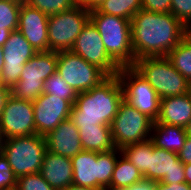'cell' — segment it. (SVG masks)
Returning <instances> with one entry per match:
<instances>
[{"label": "cell", "instance_id": "3", "mask_svg": "<svg viewBox=\"0 0 191 190\" xmlns=\"http://www.w3.org/2000/svg\"><path fill=\"white\" fill-rule=\"evenodd\" d=\"M90 21L97 28L108 55L120 66L129 67L135 63L132 50L131 20L90 11Z\"/></svg>", "mask_w": 191, "mask_h": 190}, {"label": "cell", "instance_id": "8", "mask_svg": "<svg viewBox=\"0 0 191 190\" xmlns=\"http://www.w3.org/2000/svg\"><path fill=\"white\" fill-rule=\"evenodd\" d=\"M154 121L123 100L111 124L112 139L117 149L150 139Z\"/></svg>", "mask_w": 191, "mask_h": 190}, {"label": "cell", "instance_id": "20", "mask_svg": "<svg viewBox=\"0 0 191 190\" xmlns=\"http://www.w3.org/2000/svg\"><path fill=\"white\" fill-rule=\"evenodd\" d=\"M190 121L191 96L189 93L161 99L156 124H168L185 128Z\"/></svg>", "mask_w": 191, "mask_h": 190}, {"label": "cell", "instance_id": "33", "mask_svg": "<svg viewBox=\"0 0 191 190\" xmlns=\"http://www.w3.org/2000/svg\"><path fill=\"white\" fill-rule=\"evenodd\" d=\"M172 0H141L143 10L154 13H170Z\"/></svg>", "mask_w": 191, "mask_h": 190}, {"label": "cell", "instance_id": "10", "mask_svg": "<svg viewBox=\"0 0 191 190\" xmlns=\"http://www.w3.org/2000/svg\"><path fill=\"white\" fill-rule=\"evenodd\" d=\"M124 100L154 122L160 112L161 98L155 89L132 67H121L118 74Z\"/></svg>", "mask_w": 191, "mask_h": 190}, {"label": "cell", "instance_id": "11", "mask_svg": "<svg viewBox=\"0 0 191 190\" xmlns=\"http://www.w3.org/2000/svg\"><path fill=\"white\" fill-rule=\"evenodd\" d=\"M57 73L78 94L99 85L108 76L71 51L57 52Z\"/></svg>", "mask_w": 191, "mask_h": 190}, {"label": "cell", "instance_id": "12", "mask_svg": "<svg viewBox=\"0 0 191 190\" xmlns=\"http://www.w3.org/2000/svg\"><path fill=\"white\" fill-rule=\"evenodd\" d=\"M70 51L101 69L107 76L117 75L121 68L108 55L100 33L90 20L82 28Z\"/></svg>", "mask_w": 191, "mask_h": 190}, {"label": "cell", "instance_id": "25", "mask_svg": "<svg viewBox=\"0 0 191 190\" xmlns=\"http://www.w3.org/2000/svg\"><path fill=\"white\" fill-rule=\"evenodd\" d=\"M166 57L175 69L191 82V38L186 35Z\"/></svg>", "mask_w": 191, "mask_h": 190}, {"label": "cell", "instance_id": "39", "mask_svg": "<svg viewBox=\"0 0 191 190\" xmlns=\"http://www.w3.org/2000/svg\"><path fill=\"white\" fill-rule=\"evenodd\" d=\"M185 182L191 185V163L184 164Z\"/></svg>", "mask_w": 191, "mask_h": 190}, {"label": "cell", "instance_id": "31", "mask_svg": "<svg viewBox=\"0 0 191 190\" xmlns=\"http://www.w3.org/2000/svg\"><path fill=\"white\" fill-rule=\"evenodd\" d=\"M170 13L187 28L191 24V0H172Z\"/></svg>", "mask_w": 191, "mask_h": 190}, {"label": "cell", "instance_id": "41", "mask_svg": "<svg viewBox=\"0 0 191 190\" xmlns=\"http://www.w3.org/2000/svg\"><path fill=\"white\" fill-rule=\"evenodd\" d=\"M4 65L3 47H0V73Z\"/></svg>", "mask_w": 191, "mask_h": 190}, {"label": "cell", "instance_id": "16", "mask_svg": "<svg viewBox=\"0 0 191 190\" xmlns=\"http://www.w3.org/2000/svg\"><path fill=\"white\" fill-rule=\"evenodd\" d=\"M184 164L177 153L154 146L149 153L148 172L144 180L167 184L185 182Z\"/></svg>", "mask_w": 191, "mask_h": 190}, {"label": "cell", "instance_id": "19", "mask_svg": "<svg viewBox=\"0 0 191 190\" xmlns=\"http://www.w3.org/2000/svg\"><path fill=\"white\" fill-rule=\"evenodd\" d=\"M40 174L55 190H64L73 182L72 160L47 150Z\"/></svg>", "mask_w": 191, "mask_h": 190}, {"label": "cell", "instance_id": "21", "mask_svg": "<svg viewBox=\"0 0 191 190\" xmlns=\"http://www.w3.org/2000/svg\"><path fill=\"white\" fill-rule=\"evenodd\" d=\"M186 138L187 133L184 127L153 123L150 139L158 148L178 154Z\"/></svg>", "mask_w": 191, "mask_h": 190}, {"label": "cell", "instance_id": "38", "mask_svg": "<svg viewBox=\"0 0 191 190\" xmlns=\"http://www.w3.org/2000/svg\"><path fill=\"white\" fill-rule=\"evenodd\" d=\"M11 96V88L0 83V116L6 105L7 99Z\"/></svg>", "mask_w": 191, "mask_h": 190}, {"label": "cell", "instance_id": "27", "mask_svg": "<svg viewBox=\"0 0 191 190\" xmlns=\"http://www.w3.org/2000/svg\"><path fill=\"white\" fill-rule=\"evenodd\" d=\"M141 9V0H104L97 8L100 13L128 20H132L133 16Z\"/></svg>", "mask_w": 191, "mask_h": 190}, {"label": "cell", "instance_id": "6", "mask_svg": "<svg viewBox=\"0 0 191 190\" xmlns=\"http://www.w3.org/2000/svg\"><path fill=\"white\" fill-rule=\"evenodd\" d=\"M46 138L39 134L4 139L1 153L18 178L40 172L45 152Z\"/></svg>", "mask_w": 191, "mask_h": 190}, {"label": "cell", "instance_id": "24", "mask_svg": "<svg viewBox=\"0 0 191 190\" xmlns=\"http://www.w3.org/2000/svg\"><path fill=\"white\" fill-rule=\"evenodd\" d=\"M21 4L11 0H0V47L17 30Z\"/></svg>", "mask_w": 191, "mask_h": 190}, {"label": "cell", "instance_id": "29", "mask_svg": "<svg viewBox=\"0 0 191 190\" xmlns=\"http://www.w3.org/2000/svg\"><path fill=\"white\" fill-rule=\"evenodd\" d=\"M25 3L50 16L72 9L77 5V0H25Z\"/></svg>", "mask_w": 191, "mask_h": 190}, {"label": "cell", "instance_id": "36", "mask_svg": "<svg viewBox=\"0 0 191 190\" xmlns=\"http://www.w3.org/2000/svg\"><path fill=\"white\" fill-rule=\"evenodd\" d=\"M121 190H156V182L143 180L139 183L123 188Z\"/></svg>", "mask_w": 191, "mask_h": 190}, {"label": "cell", "instance_id": "14", "mask_svg": "<svg viewBox=\"0 0 191 190\" xmlns=\"http://www.w3.org/2000/svg\"><path fill=\"white\" fill-rule=\"evenodd\" d=\"M0 128L4 139L36 134L32 101L11 95L1 113Z\"/></svg>", "mask_w": 191, "mask_h": 190}, {"label": "cell", "instance_id": "34", "mask_svg": "<svg viewBox=\"0 0 191 190\" xmlns=\"http://www.w3.org/2000/svg\"><path fill=\"white\" fill-rule=\"evenodd\" d=\"M177 155L183 164L191 163V136L187 135L184 146Z\"/></svg>", "mask_w": 191, "mask_h": 190}, {"label": "cell", "instance_id": "22", "mask_svg": "<svg viewBox=\"0 0 191 190\" xmlns=\"http://www.w3.org/2000/svg\"><path fill=\"white\" fill-rule=\"evenodd\" d=\"M77 128L83 150L99 153L116 148L112 139L111 126L96 125Z\"/></svg>", "mask_w": 191, "mask_h": 190}, {"label": "cell", "instance_id": "43", "mask_svg": "<svg viewBox=\"0 0 191 190\" xmlns=\"http://www.w3.org/2000/svg\"><path fill=\"white\" fill-rule=\"evenodd\" d=\"M3 142H4V138H3V135L1 133V128H0V152L2 151Z\"/></svg>", "mask_w": 191, "mask_h": 190}, {"label": "cell", "instance_id": "40", "mask_svg": "<svg viewBox=\"0 0 191 190\" xmlns=\"http://www.w3.org/2000/svg\"><path fill=\"white\" fill-rule=\"evenodd\" d=\"M64 190H104V189L84 187V186H77V185H74V184H70Z\"/></svg>", "mask_w": 191, "mask_h": 190}, {"label": "cell", "instance_id": "44", "mask_svg": "<svg viewBox=\"0 0 191 190\" xmlns=\"http://www.w3.org/2000/svg\"><path fill=\"white\" fill-rule=\"evenodd\" d=\"M187 35L191 38V24L187 27Z\"/></svg>", "mask_w": 191, "mask_h": 190}, {"label": "cell", "instance_id": "28", "mask_svg": "<svg viewBox=\"0 0 191 190\" xmlns=\"http://www.w3.org/2000/svg\"><path fill=\"white\" fill-rule=\"evenodd\" d=\"M43 93L69 100L72 104L75 103V99L77 98V93L57 72L44 81Z\"/></svg>", "mask_w": 191, "mask_h": 190}, {"label": "cell", "instance_id": "5", "mask_svg": "<svg viewBox=\"0 0 191 190\" xmlns=\"http://www.w3.org/2000/svg\"><path fill=\"white\" fill-rule=\"evenodd\" d=\"M132 67L155 89L161 99L189 93L190 82L166 56L143 57L135 60Z\"/></svg>", "mask_w": 191, "mask_h": 190}, {"label": "cell", "instance_id": "46", "mask_svg": "<svg viewBox=\"0 0 191 190\" xmlns=\"http://www.w3.org/2000/svg\"><path fill=\"white\" fill-rule=\"evenodd\" d=\"M189 94L191 96V82H190V86H189Z\"/></svg>", "mask_w": 191, "mask_h": 190}, {"label": "cell", "instance_id": "2", "mask_svg": "<svg viewBox=\"0 0 191 190\" xmlns=\"http://www.w3.org/2000/svg\"><path fill=\"white\" fill-rule=\"evenodd\" d=\"M123 100L124 90L119 76H108L89 91L77 94L69 118L76 127L111 126Z\"/></svg>", "mask_w": 191, "mask_h": 190}, {"label": "cell", "instance_id": "18", "mask_svg": "<svg viewBox=\"0 0 191 190\" xmlns=\"http://www.w3.org/2000/svg\"><path fill=\"white\" fill-rule=\"evenodd\" d=\"M45 138L47 150L64 157L72 158L83 150L79 130L70 118L62 121Z\"/></svg>", "mask_w": 191, "mask_h": 190}, {"label": "cell", "instance_id": "7", "mask_svg": "<svg viewBox=\"0 0 191 190\" xmlns=\"http://www.w3.org/2000/svg\"><path fill=\"white\" fill-rule=\"evenodd\" d=\"M56 71L57 52H37L24 64L19 81L11 88V95L35 101L44 92V81Z\"/></svg>", "mask_w": 191, "mask_h": 190}, {"label": "cell", "instance_id": "15", "mask_svg": "<svg viewBox=\"0 0 191 190\" xmlns=\"http://www.w3.org/2000/svg\"><path fill=\"white\" fill-rule=\"evenodd\" d=\"M36 134L45 137L70 117L73 104L69 100L42 93L32 102Z\"/></svg>", "mask_w": 191, "mask_h": 190}, {"label": "cell", "instance_id": "17", "mask_svg": "<svg viewBox=\"0 0 191 190\" xmlns=\"http://www.w3.org/2000/svg\"><path fill=\"white\" fill-rule=\"evenodd\" d=\"M48 18L39 9L21 4L17 30L36 52L48 51Z\"/></svg>", "mask_w": 191, "mask_h": 190}, {"label": "cell", "instance_id": "23", "mask_svg": "<svg viewBox=\"0 0 191 190\" xmlns=\"http://www.w3.org/2000/svg\"><path fill=\"white\" fill-rule=\"evenodd\" d=\"M144 180L141 172L121 154L116 161L107 190H121Z\"/></svg>", "mask_w": 191, "mask_h": 190}, {"label": "cell", "instance_id": "13", "mask_svg": "<svg viewBox=\"0 0 191 190\" xmlns=\"http://www.w3.org/2000/svg\"><path fill=\"white\" fill-rule=\"evenodd\" d=\"M3 47L4 65L0 73V83L12 88L18 81L24 64L37 52L18 31H12Z\"/></svg>", "mask_w": 191, "mask_h": 190}, {"label": "cell", "instance_id": "32", "mask_svg": "<svg viewBox=\"0 0 191 190\" xmlns=\"http://www.w3.org/2000/svg\"><path fill=\"white\" fill-rule=\"evenodd\" d=\"M17 177L14 175L8 160L0 152V190L16 187Z\"/></svg>", "mask_w": 191, "mask_h": 190}, {"label": "cell", "instance_id": "37", "mask_svg": "<svg viewBox=\"0 0 191 190\" xmlns=\"http://www.w3.org/2000/svg\"><path fill=\"white\" fill-rule=\"evenodd\" d=\"M104 0H77V5L82 6L89 11L96 10Z\"/></svg>", "mask_w": 191, "mask_h": 190}, {"label": "cell", "instance_id": "45", "mask_svg": "<svg viewBox=\"0 0 191 190\" xmlns=\"http://www.w3.org/2000/svg\"><path fill=\"white\" fill-rule=\"evenodd\" d=\"M11 1L17 2L19 4L25 3V0H11Z\"/></svg>", "mask_w": 191, "mask_h": 190}, {"label": "cell", "instance_id": "47", "mask_svg": "<svg viewBox=\"0 0 191 190\" xmlns=\"http://www.w3.org/2000/svg\"><path fill=\"white\" fill-rule=\"evenodd\" d=\"M6 190H17L16 188L6 189Z\"/></svg>", "mask_w": 191, "mask_h": 190}, {"label": "cell", "instance_id": "9", "mask_svg": "<svg viewBox=\"0 0 191 190\" xmlns=\"http://www.w3.org/2000/svg\"><path fill=\"white\" fill-rule=\"evenodd\" d=\"M90 20V11L76 5L48 18V51H70L82 28Z\"/></svg>", "mask_w": 191, "mask_h": 190}, {"label": "cell", "instance_id": "1", "mask_svg": "<svg viewBox=\"0 0 191 190\" xmlns=\"http://www.w3.org/2000/svg\"><path fill=\"white\" fill-rule=\"evenodd\" d=\"M186 35L187 28L171 13H154L141 9L131 20L135 60L167 56Z\"/></svg>", "mask_w": 191, "mask_h": 190}, {"label": "cell", "instance_id": "30", "mask_svg": "<svg viewBox=\"0 0 191 190\" xmlns=\"http://www.w3.org/2000/svg\"><path fill=\"white\" fill-rule=\"evenodd\" d=\"M15 188L17 190H55L46 182L40 172L18 177Z\"/></svg>", "mask_w": 191, "mask_h": 190}, {"label": "cell", "instance_id": "42", "mask_svg": "<svg viewBox=\"0 0 191 190\" xmlns=\"http://www.w3.org/2000/svg\"><path fill=\"white\" fill-rule=\"evenodd\" d=\"M186 133L188 136H191V121L185 127Z\"/></svg>", "mask_w": 191, "mask_h": 190}, {"label": "cell", "instance_id": "35", "mask_svg": "<svg viewBox=\"0 0 191 190\" xmlns=\"http://www.w3.org/2000/svg\"><path fill=\"white\" fill-rule=\"evenodd\" d=\"M156 190H191V185L186 182L167 184L156 182Z\"/></svg>", "mask_w": 191, "mask_h": 190}, {"label": "cell", "instance_id": "26", "mask_svg": "<svg viewBox=\"0 0 191 190\" xmlns=\"http://www.w3.org/2000/svg\"><path fill=\"white\" fill-rule=\"evenodd\" d=\"M154 148L151 139L143 142L129 144L121 149V153L144 176L148 172L149 153Z\"/></svg>", "mask_w": 191, "mask_h": 190}, {"label": "cell", "instance_id": "4", "mask_svg": "<svg viewBox=\"0 0 191 190\" xmlns=\"http://www.w3.org/2000/svg\"><path fill=\"white\" fill-rule=\"evenodd\" d=\"M120 149L107 152H91L82 150L72 157L73 182L77 186L107 190L113 176Z\"/></svg>", "mask_w": 191, "mask_h": 190}]
</instances>
